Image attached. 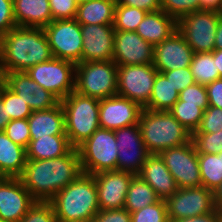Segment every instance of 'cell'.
<instances>
[{"mask_svg": "<svg viewBox=\"0 0 222 222\" xmlns=\"http://www.w3.org/2000/svg\"><path fill=\"white\" fill-rule=\"evenodd\" d=\"M83 173L77 148L53 159L26 160L18 177L36 201L49 202Z\"/></svg>", "mask_w": 222, "mask_h": 222, "instance_id": "6da1fadb", "label": "cell"}, {"mask_svg": "<svg viewBox=\"0 0 222 222\" xmlns=\"http://www.w3.org/2000/svg\"><path fill=\"white\" fill-rule=\"evenodd\" d=\"M52 58L43 28L17 26L0 38V76L27 71Z\"/></svg>", "mask_w": 222, "mask_h": 222, "instance_id": "7a4b0ae2", "label": "cell"}, {"mask_svg": "<svg viewBox=\"0 0 222 222\" xmlns=\"http://www.w3.org/2000/svg\"><path fill=\"white\" fill-rule=\"evenodd\" d=\"M58 222L93 220L99 212L94 176L82 173L50 201Z\"/></svg>", "mask_w": 222, "mask_h": 222, "instance_id": "3957f363", "label": "cell"}, {"mask_svg": "<svg viewBox=\"0 0 222 222\" xmlns=\"http://www.w3.org/2000/svg\"><path fill=\"white\" fill-rule=\"evenodd\" d=\"M138 125L143 143L150 154H159L168 148L187 144L192 138V133L169 111L143 108Z\"/></svg>", "mask_w": 222, "mask_h": 222, "instance_id": "277c9868", "label": "cell"}, {"mask_svg": "<svg viewBox=\"0 0 222 222\" xmlns=\"http://www.w3.org/2000/svg\"><path fill=\"white\" fill-rule=\"evenodd\" d=\"M60 103L63 106L67 138L77 148L100 128L99 100L73 91Z\"/></svg>", "mask_w": 222, "mask_h": 222, "instance_id": "5b68a950", "label": "cell"}, {"mask_svg": "<svg viewBox=\"0 0 222 222\" xmlns=\"http://www.w3.org/2000/svg\"><path fill=\"white\" fill-rule=\"evenodd\" d=\"M74 91L98 100L117 95V65L114 61L77 63Z\"/></svg>", "mask_w": 222, "mask_h": 222, "instance_id": "8992f818", "label": "cell"}, {"mask_svg": "<svg viewBox=\"0 0 222 222\" xmlns=\"http://www.w3.org/2000/svg\"><path fill=\"white\" fill-rule=\"evenodd\" d=\"M83 173L116 171L118 148L113 130L98 128L77 147Z\"/></svg>", "mask_w": 222, "mask_h": 222, "instance_id": "52a82bcc", "label": "cell"}, {"mask_svg": "<svg viewBox=\"0 0 222 222\" xmlns=\"http://www.w3.org/2000/svg\"><path fill=\"white\" fill-rule=\"evenodd\" d=\"M221 16V12L198 10L181 17L177 21V30L184 36L194 53L213 52Z\"/></svg>", "mask_w": 222, "mask_h": 222, "instance_id": "ba28073f", "label": "cell"}, {"mask_svg": "<svg viewBox=\"0 0 222 222\" xmlns=\"http://www.w3.org/2000/svg\"><path fill=\"white\" fill-rule=\"evenodd\" d=\"M75 67L73 62L53 57L30 67L26 72L40 87L61 101L75 89Z\"/></svg>", "mask_w": 222, "mask_h": 222, "instance_id": "9c48e42d", "label": "cell"}, {"mask_svg": "<svg viewBox=\"0 0 222 222\" xmlns=\"http://www.w3.org/2000/svg\"><path fill=\"white\" fill-rule=\"evenodd\" d=\"M54 58L81 62L83 36L76 19L53 20L43 28Z\"/></svg>", "mask_w": 222, "mask_h": 222, "instance_id": "30bf717a", "label": "cell"}, {"mask_svg": "<svg viewBox=\"0 0 222 222\" xmlns=\"http://www.w3.org/2000/svg\"><path fill=\"white\" fill-rule=\"evenodd\" d=\"M157 72L153 64L117 66V95L145 108L150 100Z\"/></svg>", "mask_w": 222, "mask_h": 222, "instance_id": "8fae6325", "label": "cell"}, {"mask_svg": "<svg viewBox=\"0 0 222 222\" xmlns=\"http://www.w3.org/2000/svg\"><path fill=\"white\" fill-rule=\"evenodd\" d=\"M158 155L174 177L178 188L202 186L198 153L192 140L163 150Z\"/></svg>", "mask_w": 222, "mask_h": 222, "instance_id": "7c38bea8", "label": "cell"}, {"mask_svg": "<svg viewBox=\"0 0 222 222\" xmlns=\"http://www.w3.org/2000/svg\"><path fill=\"white\" fill-rule=\"evenodd\" d=\"M165 202L170 222L203 215L216 209L214 192L203 186L179 188Z\"/></svg>", "mask_w": 222, "mask_h": 222, "instance_id": "4fadbf2b", "label": "cell"}, {"mask_svg": "<svg viewBox=\"0 0 222 222\" xmlns=\"http://www.w3.org/2000/svg\"><path fill=\"white\" fill-rule=\"evenodd\" d=\"M118 148L117 171L138 175L151 155L141 137L138 124L114 130Z\"/></svg>", "mask_w": 222, "mask_h": 222, "instance_id": "5bb4252c", "label": "cell"}, {"mask_svg": "<svg viewBox=\"0 0 222 222\" xmlns=\"http://www.w3.org/2000/svg\"><path fill=\"white\" fill-rule=\"evenodd\" d=\"M1 82L27 102L32 112L50 109L60 102L50 91L32 80L26 71L4 73L1 75Z\"/></svg>", "mask_w": 222, "mask_h": 222, "instance_id": "9a60e30c", "label": "cell"}, {"mask_svg": "<svg viewBox=\"0 0 222 222\" xmlns=\"http://www.w3.org/2000/svg\"><path fill=\"white\" fill-rule=\"evenodd\" d=\"M142 110L136 102L119 95L99 100L100 128L114 131L138 124Z\"/></svg>", "mask_w": 222, "mask_h": 222, "instance_id": "2e32d148", "label": "cell"}, {"mask_svg": "<svg viewBox=\"0 0 222 222\" xmlns=\"http://www.w3.org/2000/svg\"><path fill=\"white\" fill-rule=\"evenodd\" d=\"M36 200L17 177L0 181V220L18 222Z\"/></svg>", "mask_w": 222, "mask_h": 222, "instance_id": "e0dca14e", "label": "cell"}, {"mask_svg": "<svg viewBox=\"0 0 222 222\" xmlns=\"http://www.w3.org/2000/svg\"><path fill=\"white\" fill-rule=\"evenodd\" d=\"M94 176L99 210L124 208L126 194L135 174L123 171H103Z\"/></svg>", "mask_w": 222, "mask_h": 222, "instance_id": "ac0fdd59", "label": "cell"}, {"mask_svg": "<svg viewBox=\"0 0 222 222\" xmlns=\"http://www.w3.org/2000/svg\"><path fill=\"white\" fill-rule=\"evenodd\" d=\"M153 50L136 31L115 30L113 61L117 66L153 64Z\"/></svg>", "mask_w": 222, "mask_h": 222, "instance_id": "d6986e66", "label": "cell"}, {"mask_svg": "<svg viewBox=\"0 0 222 222\" xmlns=\"http://www.w3.org/2000/svg\"><path fill=\"white\" fill-rule=\"evenodd\" d=\"M83 47L81 62L113 61L114 36L113 24L81 25Z\"/></svg>", "mask_w": 222, "mask_h": 222, "instance_id": "ffe728a7", "label": "cell"}, {"mask_svg": "<svg viewBox=\"0 0 222 222\" xmlns=\"http://www.w3.org/2000/svg\"><path fill=\"white\" fill-rule=\"evenodd\" d=\"M153 54L154 67L158 72H166L190 67L194 52L177 30L161 43L155 44Z\"/></svg>", "mask_w": 222, "mask_h": 222, "instance_id": "44dd1931", "label": "cell"}, {"mask_svg": "<svg viewBox=\"0 0 222 222\" xmlns=\"http://www.w3.org/2000/svg\"><path fill=\"white\" fill-rule=\"evenodd\" d=\"M156 192L157 196L166 200L179 188L177 183L158 154H151L138 174Z\"/></svg>", "mask_w": 222, "mask_h": 222, "instance_id": "7402d4cb", "label": "cell"}, {"mask_svg": "<svg viewBox=\"0 0 222 222\" xmlns=\"http://www.w3.org/2000/svg\"><path fill=\"white\" fill-rule=\"evenodd\" d=\"M30 130V140H37L47 135H66L63 106H56L41 111H34L27 118Z\"/></svg>", "mask_w": 222, "mask_h": 222, "instance_id": "603a6c76", "label": "cell"}, {"mask_svg": "<svg viewBox=\"0 0 222 222\" xmlns=\"http://www.w3.org/2000/svg\"><path fill=\"white\" fill-rule=\"evenodd\" d=\"M17 26L44 28L52 22L49 0H13Z\"/></svg>", "mask_w": 222, "mask_h": 222, "instance_id": "cb8c5ba5", "label": "cell"}, {"mask_svg": "<svg viewBox=\"0 0 222 222\" xmlns=\"http://www.w3.org/2000/svg\"><path fill=\"white\" fill-rule=\"evenodd\" d=\"M177 31V20L162 10L147 12L136 33L153 46Z\"/></svg>", "mask_w": 222, "mask_h": 222, "instance_id": "d4e9b609", "label": "cell"}, {"mask_svg": "<svg viewBox=\"0 0 222 222\" xmlns=\"http://www.w3.org/2000/svg\"><path fill=\"white\" fill-rule=\"evenodd\" d=\"M73 148L67 135H47L37 140H30L26 148V159H53L68 154Z\"/></svg>", "mask_w": 222, "mask_h": 222, "instance_id": "484cf974", "label": "cell"}, {"mask_svg": "<svg viewBox=\"0 0 222 222\" xmlns=\"http://www.w3.org/2000/svg\"><path fill=\"white\" fill-rule=\"evenodd\" d=\"M26 149L0 131V172L4 177H19L26 165Z\"/></svg>", "mask_w": 222, "mask_h": 222, "instance_id": "4316f807", "label": "cell"}, {"mask_svg": "<svg viewBox=\"0 0 222 222\" xmlns=\"http://www.w3.org/2000/svg\"><path fill=\"white\" fill-rule=\"evenodd\" d=\"M116 0H90L77 5L76 21L81 25L114 24Z\"/></svg>", "mask_w": 222, "mask_h": 222, "instance_id": "83f0119b", "label": "cell"}, {"mask_svg": "<svg viewBox=\"0 0 222 222\" xmlns=\"http://www.w3.org/2000/svg\"><path fill=\"white\" fill-rule=\"evenodd\" d=\"M160 198L154 189L139 175H135L130 182L126 194L124 208L130 213L158 202Z\"/></svg>", "mask_w": 222, "mask_h": 222, "instance_id": "f1b7e54d", "label": "cell"}, {"mask_svg": "<svg viewBox=\"0 0 222 222\" xmlns=\"http://www.w3.org/2000/svg\"><path fill=\"white\" fill-rule=\"evenodd\" d=\"M178 98L179 92L161 72H157L151 97L145 109L169 111L178 101Z\"/></svg>", "mask_w": 222, "mask_h": 222, "instance_id": "f546056e", "label": "cell"}, {"mask_svg": "<svg viewBox=\"0 0 222 222\" xmlns=\"http://www.w3.org/2000/svg\"><path fill=\"white\" fill-rule=\"evenodd\" d=\"M202 186L215 191L222 182V152L218 154L198 153Z\"/></svg>", "mask_w": 222, "mask_h": 222, "instance_id": "4dcf8cb0", "label": "cell"}, {"mask_svg": "<svg viewBox=\"0 0 222 222\" xmlns=\"http://www.w3.org/2000/svg\"><path fill=\"white\" fill-rule=\"evenodd\" d=\"M190 69L198 84L207 85L220 78L213 52L194 53Z\"/></svg>", "mask_w": 222, "mask_h": 222, "instance_id": "1f68e13d", "label": "cell"}, {"mask_svg": "<svg viewBox=\"0 0 222 222\" xmlns=\"http://www.w3.org/2000/svg\"><path fill=\"white\" fill-rule=\"evenodd\" d=\"M169 112L193 133L199 127L204 111L198 107V104L186 103L178 99Z\"/></svg>", "mask_w": 222, "mask_h": 222, "instance_id": "d6a6232c", "label": "cell"}, {"mask_svg": "<svg viewBox=\"0 0 222 222\" xmlns=\"http://www.w3.org/2000/svg\"><path fill=\"white\" fill-rule=\"evenodd\" d=\"M147 12L116 3L113 27L118 31H136Z\"/></svg>", "mask_w": 222, "mask_h": 222, "instance_id": "836d02e7", "label": "cell"}, {"mask_svg": "<svg viewBox=\"0 0 222 222\" xmlns=\"http://www.w3.org/2000/svg\"><path fill=\"white\" fill-rule=\"evenodd\" d=\"M2 101L11 120L26 119L32 113L27 102H24L21 97L9 90L3 83Z\"/></svg>", "mask_w": 222, "mask_h": 222, "instance_id": "e575fe53", "label": "cell"}, {"mask_svg": "<svg viewBox=\"0 0 222 222\" xmlns=\"http://www.w3.org/2000/svg\"><path fill=\"white\" fill-rule=\"evenodd\" d=\"M131 222H170L165 200L132 212Z\"/></svg>", "mask_w": 222, "mask_h": 222, "instance_id": "d590c367", "label": "cell"}, {"mask_svg": "<svg viewBox=\"0 0 222 222\" xmlns=\"http://www.w3.org/2000/svg\"><path fill=\"white\" fill-rule=\"evenodd\" d=\"M197 153L218 154L222 152V130L215 133H192Z\"/></svg>", "mask_w": 222, "mask_h": 222, "instance_id": "8d00e7d4", "label": "cell"}, {"mask_svg": "<svg viewBox=\"0 0 222 222\" xmlns=\"http://www.w3.org/2000/svg\"><path fill=\"white\" fill-rule=\"evenodd\" d=\"M161 10L177 21L192 12L200 10V0H160Z\"/></svg>", "mask_w": 222, "mask_h": 222, "instance_id": "74e56055", "label": "cell"}, {"mask_svg": "<svg viewBox=\"0 0 222 222\" xmlns=\"http://www.w3.org/2000/svg\"><path fill=\"white\" fill-rule=\"evenodd\" d=\"M18 222H58L50 202L36 201Z\"/></svg>", "mask_w": 222, "mask_h": 222, "instance_id": "f35d334b", "label": "cell"}, {"mask_svg": "<svg viewBox=\"0 0 222 222\" xmlns=\"http://www.w3.org/2000/svg\"><path fill=\"white\" fill-rule=\"evenodd\" d=\"M4 132L15 144L25 149L28 147L30 143V130L27 118L10 120Z\"/></svg>", "mask_w": 222, "mask_h": 222, "instance_id": "ab89813d", "label": "cell"}, {"mask_svg": "<svg viewBox=\"0 0 222 222\" xmlns=\"http://www.w3.org/2000/svg\"><path fill=\"white\" fill-rule=\"evenodd\" d=\"M222 130V109L208 106L199 127L193 133H215Z\"/></svg>", "mask_w": 222, "mask_h": 222, "instance_id": "60d3db41", "label": "cell"}, {"mask_svg": "<svg viewBox=\"0 0 222 222\" xmlns=\"http://www.w3.org/2000/svg\"><path fill=\"white\" fill-rule=\"evenodd\" d=\"M180 101H185L186 103L198 104V107L203 111L209 106V100L206 91V85L194 83L186 87L179 93Z\"/></svg>", "mask_w": 222, "mask_h": 222, "instance_id": "b9f144b4", "label": "cell"}, {"mask_svg": "<svg viewBox=\"0 0 222 222\" xmlns=\"http://www.w3.org/2000/svg\"><path fill=\"white\" fill-rule=\"evenodd\" d=\"M53 20L74 19L77 13L75 0H49Z\"/></svg>", "mask_w": 222, "mask_h": 222, "instance_id": "7bdbcfd3", "label": "cell"}, {"mask_svg": "<svg viewBox=\"0 0 222 222\" xmlns=\"http://www.w3.org/2000/svg\"><path fill=\"white\" fill-rule=\"evenodd\" d=\"M174 88L180 93L195 83L190 67L161 72Z\"/></svg>", "mask_w": 222, "mask_h": 222, "instance_id": "ee69618b", "label": "cell"}, {"mask_svg": "<svg viewBox=\"0 0 222 222\" xmlns=\"http://www.w3.org/2000/svg\"><path fill=\"white\" fill-rule=\"evenodd\" d=\"M15 27L13 0H0V38Z\"/></svg>", "mask_w": 222, "mask_h": 222, "instance_id": "f6af8a7d", "label": "cell"}, {"mask_svg": "<svg viewBox=\"0 0 222 222\" xmlns=\"http://www.w3.org/2000/svg\"><path fill=\"white\" fill-rule=\"evenodd\" d=\"M93 220L95 222H131V213L125 208L99 210Z\"/></svg>", "mask_w": 222, "mask_h": 222, "instance_id": "bcb514c9", "label": "cell"}, {"mask_svg": "<svg viewBox=\"0 0 222 222\" xmlns=\"http://www.w3.org/2000/svg\"><path fill=\"white\" fill-rule=\"evenodd\" d=\"M209 106L222 109V78L206 85Z\"/></svg>", "mask_w": 222, "mask_h": 222, "instance_id": "7dc6e473", "label": "cell"}, {"mask_svg": "<svg viewBox=\"0 0 222 222\" xmlns=\"http://www.w3.org/2000/svg\"><path fill=\"white\" fill-rule=\"evenodd\" d=\"M116 3L139 8L146 12L161 10L160 0H116Z\"/></svg>", "mask_w": 222, "mask_h": 222, "instance_id": "c3c4849f", "label": "cell"}, {"mask_svg": "<svg viewBox=\"0 0 222 222\" xmlns=\"http://www.w3.org/2000/svg\"><path fill=\"white\" fill-rule=\"evenodd\" d=\"M171 222H222V210H218L216 208L215 210L203 215L180 218L172 220Z\"/></svg>", "mask_w": 222, "mask_h": 222, "instance_id": "681fc988", "label": "cell"}, {"mask_svg": "<svg viewBox=\"0 0 222 222\" xmlns=\"http://www.w3.org/2000/svg\"><path fill=\"white\" fill-rule=\"evenodd\" d=\"M200 10L222 13V0H200Z\"/></svg>", "mask_w": 222, "mask_h": 222, "instance_id": "f907efd6", "label": "cell"}, {"mask_svg": "<svg viewBox=\"0 0 222 222\" xmlns=\"http://www.w3.org/2000/svg\"><path fill=\"white\" fill-rule=\"evenodd\" d=\"M10 116L7 114L6 107L2 101V82L0 81V131H4L6 125L10 122Z\"/></svg>", "mask_w": 222, "mask_h": 222, "instance_id": "816d5d0a", "label": "cell"}, {"mask_svg": "<svg viewBox=\"0 0 222 222\" xmlns=\"http://www.w3.org/2000/svg\"><path fill=\"white\" fill-rule=\"evenodd\" d=\"M215 49L222 50V16L219 18L215 34Z\"/></svg>", "mask_w": 222, "mask_h": 222, "instance_id": "f5cc1de1", "label": "cell"}, {"mask_svg": "<svg viewBox=\"0 0 222 222\" xmlns=\"http://www.w3.org/2000/svg\"><path fill=\"white\" fill-rule=\"evenodd\" d=\"M214 203L218 210H222V182L220 186L214 191Z\"/></svg>", "mask_w": 222, "mask_h": 222, "instance_id": "db71d44e", "label": "cell"}, {"mask_svg": "<svg viewBox=\"0 0 222 222\" xmlns=\"http://www.w3.org/2000/svg\"><path fill=\"white\" fill-rule=\"evenodd\" d=\"M213 58L216 60V66L220 74V78H222V50L215 49L213 51Z\"/></svg>", "mask_w": 222, "mask_h": 222, "instance_id": "11a10c76", "label": "cell"}, {"mask_svg": "<svg viewBox=\"0 0 222 222\" xmlns=\"http://www.w3.org/2000/svg\"><path fill=\"white\" fill-rule=\"evenodd\" d=\"M87 1H90V0H75V2H76L77 4H80V3H83V2H87Z\"/></svg>", "mask_w": 222, "mask_h": 222, "instance_id": "9f6ffc18", "label": "cell"}, {"mask_svg": "<svg viewBox=\"0 0 222 222\" xmlns=\"http://www.w3.org/2000/svg\"><path fill=\"white\" fill-rule=\"evenodd\" d=\"M71 222H90V220H83V221H71Z\"/></svg>", "mask_w": 222, "mask_h": 222, "instance_id": "6f0895ef", "label": "cell"}, {"mask_svg": "<svg viewBox=\"0 0 222 222\" xmlns=\"http://www.w3.org/2000/svg\"><path fill=\"white\" fill-rule=\"evenodd\" d=\"M4 178V175L0 172V181Z\"/></svg>", "mask_w": 222, "mask_h": 222, "instance_id": "680465c9", "label": "cell"}]
</instances>
